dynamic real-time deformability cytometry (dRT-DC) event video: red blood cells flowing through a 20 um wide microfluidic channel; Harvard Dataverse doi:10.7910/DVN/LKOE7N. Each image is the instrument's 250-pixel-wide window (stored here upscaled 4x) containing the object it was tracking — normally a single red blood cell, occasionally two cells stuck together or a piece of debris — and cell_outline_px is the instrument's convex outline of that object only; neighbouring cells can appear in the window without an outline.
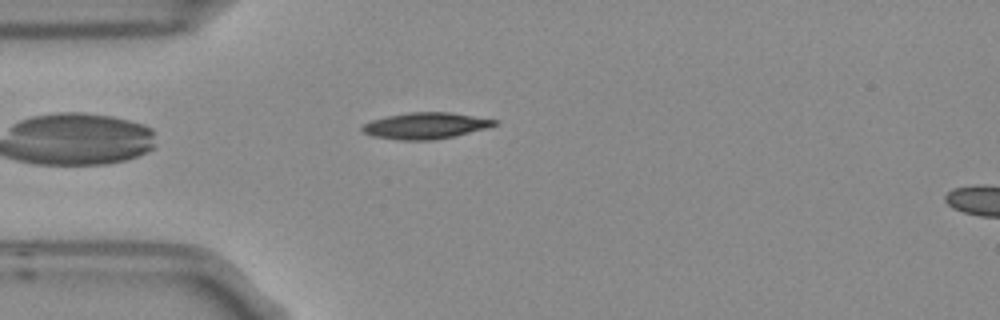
{"species": "Egyptian fruit bat (a non-hibernating species)", "species_latin": "Rousettus aegyptiacus", "temperature_condition": "room temperature", "stored_images_in_passage": 5, "segment_of_instrument_passage": [1, 2], "camera_frame_rate_fps": 3000, "um_per_image_px": 0.085, "frame": {"image": 1, "passage_image": 4, "time_ms": 1.0, "image_size_px": [1000, 320], "cell_outline_px": [[496, 124], [484, 128], [452, 136], [432, 140], [400, 140], [372, 136], [364, 132], [360, 128], [364, 124], [372, 120], [388, 116], [408, 112], [448, 112], [496, 120]], "centroid_in_image_um": [36.09, 10.68], "position_along_channel_um": 48.9, "area_um2": 19.77}}